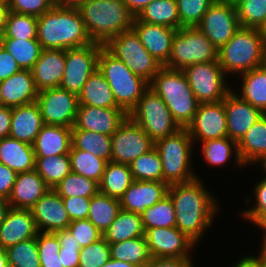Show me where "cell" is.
<instances>
[{"label": "cell", "instance_id": "6da1fadb", "mask_svg": "<svg viewBox=\"0 0 266 267\" xmlns=\"http://www.w3.org/2000/svg\"><path fill=\"white\" fill-rule=\"evenodd\" d=\"M168 195L173 201L176 227L198 245L220 212L217 197L197 177L169 185Z\"/></svg>", "mask_w": 266, "mask_h": 267}, {"label": "cell", "instance_id": "7a4b0ae2", "mask_svg": "<svg viewBox=\"0 0 266 267\" xmlns=\"http://www.w3.org/2000/svg\"><path fill=\"white\" fill-rule=\"evenodd\" d=\"M37 39L43 49L56 50L79 48L93 43L79 10L56 4L37 17Z\"/></svg>", "mask_w": 266, "mask_h": 267}, {"label": "cell", "instance_id": "3957f363", "mask_svg": "<svg viewBox=\"0 0 266 267\" xmlns=\"http://www.w3.org/2000/svg\"><path fill=\"white\" fill-rule=\"evenodd\" d=\"M78 10L92 42L102 45L132 30L136 17L122 0H87Z\"/></svg>", "mask_w": 266, "mask_h": 267}, {"label": "cell", "instance_id": "277c9868", "mask_svg": "<svg viewBox=\"0 0 266 267\" xmlns=\"http://www.w3.org/2000/svg\"><path fill=\"white\" fill-rule=\"evenodd\" d=\"M149 87L162 98L180 128H186L191 123L200 103L183 70L163 66Z\"/></svg>", "mask_w": 266, "mask_h": 267}, {"label": "cell", "instance_id": "5b68a950", "mask_svg": "<svg viewBox=\"0 0 266 267\" xmlns=\"http://www.w3.org/2000/svg\"><path fill=\"white\" fill-rule=\"evenodd\" d=\"M265 52L259 30L240 27L218 50V62L226 75L239 76L264 65Z\"/></svg>", "mask_w": 266, "mask_h": 267}, {"label": "cell", "instance_id": "8992f818", "mask_svg": "<svg viewBox=\"0 0 266 267\" xmlns=\"http://www.w3.org/2000/svg\"><path fill=\"white\" fill-rule=\"evenodd\" d=\"M98 69L107 80L116 104L127 114L150 88L148 81L134 74L122 60L112 55L104 46L100 50Z\"/></svg>", "mask_w": 266, "mask_h": 267}, {"label": "cell", "instance_id": "52a82bcc", "mask_svg": "<svg viewBox=\"0 0 266 267\" xmlns=\"http://www.w3.org/2000/svg\"><path fill=\"white\" fill-rule=\"evenodd\" d=\"M193 146L186 128L155 142L162 163L163 182L172 185L201 178L192 167Z\"/></svg>", "mask_w": 266, "mask_h": 267}, {"label": "cell", "instance_id": "ba28073f", "mask_svg": "<svg viewBox=\"0 0 266 267\" xmlns=\"http://www.w3.org/2000/svg\"><path fill=\"white\" fill-rule=\"evenodd\" d=\"M209 61H218V49L197 27L177 30L166 68L184 70L186 67Z\"/></svg>", "mask_w": 266, "mask_h": 267}, {"label": "cell", "instance_id": "9c48e42d", "mask_svg": "<svg viewBox=\"0 0 266 267\" xmlns=\"http://www.w3.org/2000/svg\"><path fill=\"white\" fill-rule=\"evenodd\" d=\"M128 117L139 125L154 142L181 129L162 98L150 88L130 111Z\"/></svg>", "mask_w": 266, "mask_h": 267}, {"label": "cell", "instance_id": "30bf717a", "mask_svg": "<svg viewBox=\"0 0 266 267\" xmlns=\"http://www.w3.org/2000/svg\"><path fill=\"white\" fill-rule=\"evenodd\" d=\"M104 47L136 75L149 83L163 67L143 46L136 32L128 30L112 37Z\"/></svg>", "mask_w": 266, "mask_h": 267}, {"label": "cell", "instance_id": "8fae6325", "mask_svg": "<svg viewBox=\"0 0 266 267\" xmlns=\"http://www.w3.org/2000/svg\"><path fill=\"white\" fill-rule=\"evenodd\" d=\"M184 73L199 103L223 101L234 90L218 61L197 63L186 67Z\"/></svg>", "mask_w": 266, "mask_h": 267}, {"label": "cell", "instance_id": "7c38bea8", "mask_svg": "<svg viewBox=\"0 0 266 267\" xmlns=\"http://www.w3.org/2000/svg\"><path fill=\"white\" fill-rule=\"evenodd\" d=\"M104 45L91 43L66 50V63L61 88L79 95L88 78L98 69L100 50Z\"/></svg>", "mask_w": 266, "mask_h": 267}, {"label": "cell", "instance_id": "4fadbf2b", "mask_svg": "<svg viewBox=\"0 0 266 267\" xmlns=\"http://www.w3.org/2000/svg\"><path fill=\"white\" fill-rule=\"evenodd\" d=\"M36 102L44 124L73 127L78 111V95L61 87L38 92Z\"/></svg>", "mask_w": 266, "mask_h": 267}, {"label": "cell", "instance_id": "5bb4252c", "mask_svg": "<svg viewBox=\"0 0 266 267\" xmlns=\"http://www.w3.org/2000/svg\"><path fill=\"white\" fill-rule=\"evenodd\" d=\"M112 161L129 165L154 148L155 142L129 117L111 136Z\"/></svg>", "mask_w": 266, "mask_h": 267}, {"label": "cell", "instance_id": "9a60e30c", "mask_svg": "<svg viewBox=\"0 0 266 267\" xmlns=\"http://www.w3.org/2000/svg\"><path fill=\"white\" fill-rule=\"evenodd\" d=\"M196 27L219 50L240 28L236 7L216 0Z\"/></svg>", "mask_w": 266, "mask_h": 267}, {"label": "cell", "instance_id": "2e32d148", "mask_svg": "<svg viewBox=\"0 0 266 267\" xmlns=\"http://www.w3.org/2000/svg\"><path fill=\"white\" fill-rule=\"evenodd\" d=\"M144 236L150 256L153 258L191 257L192 250L194 251L197 246L177 227L150 228L145 231Z\"/></svg>", "mask_w": 266, "mask_h": 267}, {"label": "cell", "instance_id": "e0dca14e", "mask_svg": "<svg viewBox=\"0 0 266 267\" xmlns=\"http://www.w3.org/2000/svg\"><path fill=\"white\" fill-rule=\"evenodd\" d=\"M186 129L194 144L228 137L224 100L216 103H200Z\"/></svg>", "mask_w": 266, "mask_h": 267}, {"label": "cell", "instance_id": "ac0fdd59", "mask_svg": "<svg viewBox=\"0 0 266 267\" xmlns=\"http://www.w3.org/2000/svg\"><path fill=\"white\" fill-rule=\"evenodd\" d=\"M128 114L121 108H98L79 105L72 129H83L112 136Z\"/></svg>", "mask_w": 266, "mask_h": 267}, {"label": "cell", "instance_id": "d6986e66", "mask_svg": "<svg viewBox=\"0 0 266 267\" xmlns=\"http://www.w3.org/2000/svg\"><path fill=\"white\" fill-rule=\"evenodd\" d=\"M30 210L39 232L67 229L71 222L62 198L53 189L48 190Z\"/></svg>", "mask_w": 266, "mask_h": 267}, {"label": "cell", "instance_id": "ffe728a7", "mask_svg": "<svg viewBox=\"0 0 266 267\" xmlns=\"http://www.w3.org/2000/svg\"><path fill=\"white\" fill-rule=\"evenodd\" d=\"M228 137L237 143L264 113L231 91L224 99Z\"/></svg>", "mask_w": 266, "mask_h": 267}, {"label": "cell", "instance_id": "44dd1931", "mask_svg": "<svg viewBox=\"0 0 266 267\" xmlns=\"http://www.w3.org/2000/svg\"><path fill=\"white\" fill-rule=\"evenodd\" d=\"M132 29L139 36L145 49L164 66L169 59L172 42L178 29L149 24L139 21L136 17Z\"/></svg>", "mask_w": 266, "mask_h": 267}, {"label": "cell", "instance_id": "7402d4cb", "mask_svg": "<svg viewBox=\"0 0 266 267\" xmlns=\"http://www.w3.org/2000/svg\"><path fill=\"white\" fill-rule=\"evenodd\" d=\"M38 229L30 209L11 208L0 226V248L7 249L37 237Z\"/></svg>", "mask_w": 266, "mask_h": 267}, {"label": "cell", "instance_id": "603a6c76", "mask_svg": "<svg viewBox=\"0 0 266 267\" xmlns=\"http://www.w3.org/2000/svg\"><path fill=\"white\" fill-rule=\"evenodd\" d=\"M168 189L165 182L134 180L119 199L121 209L141 214L168 195Z\"/></svg>", "mask_w": 266, "mask_h": 267}, {"label": "cell", "instance_id": "cb8c5ba5", "mask_svg": "<svg viewBox=\"0 0 266 267\" xmlns=\"http://www.w3.org/2000/svg\"><path fill=\"white\" fill-rule=\"evenodd\" d=\"M66 63V50L43 49L31 69L38 91L59 87Z\"/></svg>", "mask_w": 266, "mask_h": 267}, {"label": "cell", "instance_id": "d4e9b609", "mask_svg": "<svg viewBox=\"0 0 266 267\" xmlns=\"http://www.w3.org/2000/svg\"><path fill=\"white\" fill-rule=\"evenodd\" d=\"M48 190L50 188L35 169L17 173L8 203L11 208L30 209Z\"/></svg>", "mask_w": 266, "mask_h": 267}, {"label": "cell", "instance_id": "484cf974", "mask_svg": "<svg viewBox=\"0 0 266 267\" xmlns=\"http://www.w3.org/2000/svg\"><path fill=\"white\" fill-rule=\"evenodd\" d=\"M44 125L36 101L12 108L9 136L27 144H33Z\"/></svg>", "mask_w": 266, "mask_h": 267}, {"label": "cell", "instance_id": "4316f807", "mask_svg": "<svg viewBox=\"0 0 266 267\" xmlns=\"http://www.w3.org/2000/svg\"><path fill=\"white\" fill-rule=\"evenodd\" d=\"M0 84L3 106L13 108L32 103L37 99L39 91L36 89L31 70H20Z\"/></svg>", "mask_w": 266, "mask_h": 267}, {"label": "cell", "instance_id": "83f0119b", "mask_svg": "<svg viewBox=\"0 0 266 267\" xmlns=\"http://www.w3.org/2000/svg\"><path fill=\"white\" fill-rule=\"evenodd\" d=\"M32 146L35 157L69 154L72 147V128L44 124Z\"/></svg>", "mask_w": 266, "mask_h": 267}, {"label": "cell", "instance_id": "f1b7e54d", "mask_svg": "<svg viewBox=\"0 0 266 267\" xmlns=\"http://www.w3.org/2000/svg\"><path fill=\"white\" fill-rule=\"evenodd\" d=\"M35 152L31 144L10 136L0 139V163L16 173L35 169Z\"/></svg>", "mask_w": 266, "mask_h": 267}, {"label": "cell", "instance_id": "f546056e", "mask_svg": "<svg viewBox=\"0 0 266 267\" xmlns=\"http://www.w3.org/2000/svg\"><path fill=\"white\" fill-rule=\"evenodd\" d=\"M237 145L239 157L246 167L255 165L266 155V114L250 127Z\"/></svg>", "mask_w": 266, "mask_h": 267}, {"label": "cell", "instance_id": "4dcf8cb0", "mask_svg": "<svg viewBox=\"0 0 266 267\" xmlns=\"http://www.w3.org/2000/svg\"><path fill=\"white\" fill-rule=\"evenodd\" d=\"M79 105L98 108H120L104 75L97 69L84 84L78 95Z\"/></svg>", "mask_w": 266, "mask_h": 267}, {"label": "cell", "instance_id": "1f68e13d", "mask_svg": "<svg viewBox=\"0 0 266 267\" xmlns=\"http://www.w3.org/2000/svg\"><path fill=\"white\" fill-rule=\"evenodd\" d=\"M241 88L236 93L241 99L266 114V66L265 64L240 74ZM240 93V94H239Z\"/></svg>", "mask_w": 266, "mask_h": 267}, {"label": "cell", "instance_id": "d6a6232c", "mask_svg": "<svg viewBox=\"0 0 266 267\" xmlns=\"http://www.w3.org/2000/svg\"><path fill=\"white\" fill-rule=\"evenodd\" d=\"M145 235L140 213L121 209L110 227L103 233V238L114 244Z\"/></svg>", "mask_w": 266, "mask_h": 267}, {"label": "cell", "instance_id": "836d02e7", "mask_svg": "<svg viewBox=\"0 0 266 267\" xmlns=\"http://www.w3.org/2000/svg\"><path fill=\"white\" fill-rule=\"evenodd\" d=\"M201 145V151L204 160L210 166H225L226 163L231 159H234V164L238 168H246V166L241 161L238 154L237 142L230 139L229 137H224L220 139H210L206 140Z\"/></svg>", "mask_w": 266, "mask_h": 267}, {"label": "cell", "instance_id": "e575fe53", "mask_svg": "<svg viewBox=\"0 0 266 267\" xmlns=\"http://www.w3.org/2000/svg\"><path fill=\"white\" fill-rule=\"evenodd\" d=\"M133 181L129 165L110 161L99 182V192L120 199Z\"/></svg>", "mask_w": 266, "mask_h": 267}, {"label": "cell", "instance_id": "d590c367", "mask_svg": "<svg viewBox=\"0 0 266 267\" xmlns=\"http://www.w3.org/2000/svg\"><path fill=\"white\" fill-rule=\"evenodd\" d=\"M139 21L180 29L176 0H154L136 16Z\"/></svg>", "mask_w": 266, "mask_h": 267}, {"label": "cell", "instance_id": "8d00e7d4", "mask_svg": "<svg viewBox=\"0 0 266 267\" xmlns=\"http://www.w3.org/2000/svg\"><path fill=\"white\" fill-rule=\"evenodd\" d=\"M121 210L120 200L98 192L91 197L88 220L103 234Z\"/></svg>", "mask_w": 266, "mask_h": 267}, {"label": "cell", "instance_id": "74e56055", "mask_svg": "<svg viewBox=\"0 0 266 267\" xmlns=\"http://www.w3.org/2000/svg\"><path fill=\"white\" fill-rule=\"evenodd\" d=\"M72 146L107 162L112 161L111 136L83 129H72Z\"/></svg>", "mask_w": 266, "mask_h": 267}, {"label": "cell", "instance_id": "f35d334b", "mask_svg": "<svg viewBox=\"0 0 266 267\" xmlns=\"http://www.w3.org/2000/svg\"><path fill=\"white\" fill-rule=\"evenodd\" d=\"M1 45L16 59L21 70H31L43 50L38 39L0 38Z\"/></svg>", "mask_w": 266, "mask_h": 267}, {"label": "cell", "instance_id": "ab89813d", "mask_svg": "<svg viewBox=\"0 0 266 267\" xmlns=\"http://www.w3.org/2000/svg\"><path fill=\"white\" fill-rule=\"evenodd\" d=\"M35 158V170L50 189L71 172L69 154Z\"/></svg>", "mask_w": 266, "mask_h": 267}, {"label": "cell", "instance_id": "60d3db41", "mask_svg": "<svg viewBox=\"0 0 266 267\" xmlns=\"http://www.w3.org/2000/svg\"><path fill=\"white\" fill-rule=\"evenodd\" d=\"M111 258L143 267L151 258L145 236L109 244Z\"/></svg>", "mask_w": 266, "mask_h": 267}, {"label": "cell", "instance_id": "b9f144b4", "mask_svg": "<svg viewBox=\"0 0 266 267\" xmlns=\"http://www.w3.org/2000/svg\"><path fill=\"white\" fill-rule=\"evenodd\" d=\"M69 158L72 172L85 176L99 184L108 163L107 161L87 151L75 149L73 146L69 152Z\"/></svg>", "mask_w": 266, "mask_h": 267}, {"label": "cell", "instance_id": "7bdbcfd3", "mask_svg": "<svg viewBox=\"0 0 266 267\" xmlns=\"http://www.w3.org/2000/svg\"><path fill=\"white\" fill-rule=\"evenodd\" d=\"M144 230L176 227L175 210L169 195L141 213Z\"/></svg>", "mask_w": 266, "mask_h": 267}, {"label": "cell", "instance_id": "ee69618b", "mask_svg": "<svg viewBox=\"0 0 266 267\" xmlns=\"http://www.w3.org/2000/svg\"><path fill=\"white\" fill-rule=\"evenodd\" d=\"M129 166L133 180L163 182L162 163L155 147L132 161Z\"/></svg>", "mask_w": 266, "mask_h": 267}, {"label": "cell", "instance_id": "f6af8a7d", "mask_svg": "<svg viewBox=\"0 0 266 267\" xmlns=\"http://www.w3.org/2000/svg\"><path fill=\"white\" fill-rule=\"evenodd\" d=\"M53 190L61 198L73 196L91 198L99 192V184L96 181L71 171Z\"/></svg>", "mask_w": 266, "mask_h": 267}, {"label": "cell", "instance_id": "bcb514c9", "mask_svg": "<svg viewBox=\"0 0 266 267\" xmlns=\"http://www.w3.org/2000/svg\"><path fill=\"white\" fill-rule=\"evenodd\" d=\"M5 250L9 267H41L37 237L19 242Z\"/></svg>", "mask_w": 266, "mask_h": 267}, {"label": "cell", "instance_id": "7dc6e473", "mask_svg": "<svg viewBox=\"0 0 266 267\" xmlns=\"http://www.w3.org/2000/svg\"><path fill=\"white\" fill-rule=\"evenodd\" d=\"M0 38L37 39V17L10 11Z\"/></svg>", "mask_w": 266, "mask_h": 267}, {"label": "cell", "instance_id": "c3c4849f", "mask_svg": "<svg viewBox=\"0 0 266 267\" xmlns=\"http://www.w3.org/2000/svg\"><path fill=\"white\" fill-rule=\"evenodd\" d=\"M235 7L240 27L258 29L266 21V0H243Z\"/></svg>", "mask_w": 266, "mask_h": 267}, {"label": "cell", "instance_id": "681fc988", "mask_svg": "<svg viewBox=\"0 0 266 267\" xmlns=\"http://www.w3.org/2000/svg\"><path fill=\"white\" fill-rule=\"evenodd\" d=\"M37 247L41 267H64L59 255L61 246L53 232H38Z\"/></svg>", "mask_w": 266, "mask_h": 267}, {"label": "cell", "instance_id": "f907efd6", "mask_svg": "<svg viewBox=\"0 0 266 267\" xmlns=\"http://www.w3.org/2000/svg\"><path fill=\"white\" fill-rule=\"evenodd\" d=\"M216 0H176L180 28L196 27Z\"/></svg>", "mask_w": 266, "mask_h": 267}, {"label": "cell", "instance_id": "816d5d0a", "mask_svg": "<svg viewBox=\"0 0 266 267\" xmlns=\"http://www.w3.org/2000/svg\"><path fill=\"white\" fill-rule=\"evenodd\" d=\"M110 258V245L102 237L98 241L81 248L79 267H102Z\"/></svg>", "mask_w": 266, "mask_h": 267}, {"label": "cell", "instance_id": "f5cc1de1", "mask_svg": "<svg viewBox=\"0 0 266 267\" xmlns=\"http://www.w3.org/2000/svg\"><path fill=\"white\" fill-rule=\"evenodd\" d=\"M57 235L61 246L59 255H61L62 265L64 267H79V253L81 247L75 236L68 229L54 232Z\"/></svg>", "mask_w": 266, "mask_h": 267}, {"label": "cell", "instance_id": "db71d44e", "mask_svg": "<svg viewBox=\"0 0 266 267\" xmlns=\"http://www.w3.org/2000/svg\"><path fill=\"white\" fill-rule=\"evenodd\" d=\"M253 188L255 199L253 201L251 197L244 199L247 204L251 202L253 207L249 205L250 207L247 210L245 209L240 213V216L242 214V218H245L250 224L254 223L266 211V178L258 180Z\"/></svg>", "mask_w": 266, "mask_h": 267}, {"label": "cell", "instance_id": "11a10c76", "mask_svg": "<svg viewBox=\"0 0 266 267\" xmlns=\"http://www.w3.org/2000/svg\"><path fill=\"white\" fill-rule=\"evenodd\" d=\"M67 229L75 236L81 248L103 237V234L88 219L71 221Z\"/></svg>", "mask_w": 266, "mask_h": 267}, {"label": "cell", "instance_id": "9f6ffc18", "mask_svg": "<svg viewBox=\"0 0 266 267\" xmlns=\"http://www.w3.org/2000/svg\"><path fill=\"white\" fill-rule=\"evenodd\" d=\"M7 3L12 12L36 17L49 11L56 4L53 0H7Z\"/></svg>", "mask_w": 266, "mask_h": 267}, {"label": "cell", "instance_id": "6f0895ef", "mask_svg": "<svg viewBox=\"0 0 266 267\" xmlns=\"http://www.w3.org/2000/svg\"><path fill=\"white\" fill-rule=\"evenodd\" d=\"M65 209L71 221L84 220L88 218L91 198L73 196L62 198Z\"/></svg>", "mask_w": 266, "mask_h": 267}, {"label": "cell", "instance_id": "680465c9", "mask_svg": "<svg viewBox=\"0 0 266 267\" xmlns=\"http://www.w3.org/2000/svg\"><path fill=\"white\" fill-rule=\"evenodd\" d=\"M21 70L16 59L3 47H0V82Z\"/></svg>", "mask_w": 266, "mask_h": 267}, {"label": "cell", "instance_id": "91938a15", "mask_svg": "<svg viewBox=\"0 0 266 267\" xmlns=\"http://www.w3.org/2000/svg\"><path fill=\"white\" fill-rule=\"evenodd\" d=\"M16 176L17 173L15 171L0 163V197L8 200L12 192Z\"/></svg>", "mask_w": 266, "mask_h": 267}, {"label": "cell", "instance_id": "94428289", "mask_svg": "<svg viewBox=\"0 0 266 267\" xmlns=\"http://www.w3.org/2000/svg\"><path fill=\"white\" fill-rule=\"evenodd\" d=\"M193 258H153L143 267H194Z\"/></svg>", "mask_w": 266, "mask_h": 267}, {"label": "cell", "instance_id": "6125c7cd", "mask_svg": "<svg viewBox=\"0 0 266 267\" xmlns=\"http://www.w3.org/2000/svg\"><path fill=\"white\" fill-rule=\"evenodd\" d=\"M12 118V108L0 106V139L9 136Z\"/></svg>", "mask_w": 266, "mask_h": 267}, {"label": "cell", "instance_id": "be15d7a7", "mask_svg": "<svg viewBox=\"0 0 266 267\" xmlns=\"http://www.w3.org/2000/svg\"><path fill=\"white\" fill-rule=\"evenodd\" d=\"M232 267H264L262 262L260 261V258L258 255L246 254L243 258L238 259V262L236 261L235 265Z\"/></svg>", "mask_w": 266, "mask_h": 267}, {"label": "cell", "instance_id": "e7e4bbea", "mask_svg": "<svg viewBox=\"0 0 266 267\" xmlns=\"http://www.w3.org/2000/svg\"><path fill=\"white\" fill-rule=\"evenodd\" d=\"M126 6L129 8V10L137 16L139 12L150 2L154 0H122Z\"/></svg>", "mask_w": 266, "mask_h": 267}, {"label": "cell", "instance_id": "03108f58", "mask_svg": "<svg viewBox=\"0 0 266 267\" xmlns=\"http://www.w3.org/2000/svg\"><path fill=\"white\" fill-rule=\"evenodd\" d=\"M9 13L7 0H0V37L4 34Z\"/></svg>", "mask_w": 266, "mask_h": 267}, {"label": "cell", "instance_id": "003e7915", "mask_svg": "<svg viewBox=\"0 0 266 267\" xmlns=\"http://www.w3.org/2000/svg\"><path fill=\"white\" fill-rule=\"evenodd\" d=\"M87 0H58L56 5L66 8H76L78 9Z\"/></svg>", "mask_w": 266, "mask_h": 267}, {"label": "cell", "instance_id": "a7ac6f4b", "mask_svg": "<svg viewBox=\"0 0 266 267\" xmlns=\"http://www.w3.org/2000/svg\"><path fill=\"white\" fill-rule=\"evenodd\" d=\"M102 267H140V266L126 261L110 258Z\"/></svg>", "mask_w": 266, "mask_h": 267}, {"label": "cell", "instance_id": "89a4df30", "mask_svg": "<svg viewBox=\"0 0 266 267\" xmlns=\"http://www.w3.org/2000/svg\"><path fill=\"white\" fill-rule=\"evenodd\" d=\"M10 209L8 200L0 197V226L4 222L7 211Z\"/></svg>", "mask_w": 266, "mask_h": 267}, {"label": "cell", "instance_id": "2644e50d", "mask_svg": "<svg viewBox=\"0 0 266 267\" xmlns=\"http://www.w3.org/2000/svg\"><path fill=\"white\" fill-rule=\"evenodd\" d=\"M258 228H261L263 236H266V211L253 223Z\"/></svg>", "mask_w": 266, "mask_h": 267}, {"label": "cell", "instance_id": "8c879c8a", "mask_svg": "<svg viewBox=\"0 0 266 267\" xmlns=\"http://www.w3.org/2000/svg\"><path fill=\"white\" fill-rule=\"evenodd\" d=\"M261 250L258 254L259 258H260V261L262 263H266V236H262V239H261Z\"/></svg>", "mask_w": 266, "mask_h": 267}, {"label": "cell", "instance_id": "753ad0ef", "mask_svg": "<svg viewBox=\"0 0 266 267\" xmlns=\"http://www.w3.org/2000/svg\"><path fill=\"white\" fill-rule=\"evenodd\" d=\"M0 267H9L6 250L0 248Z\"/></svg>", "mask_w": 266, "mask_h": 267}, {"label": "cell", "instance_id": "34e18365", "mask_svg": "<svg viewBox=\"0 0 266 267\" xmlns=\"http://www.w3.org/2000/svg\"><path fill=\"white\" fill-rule=\"evenodd\" d=\"M258 30L266 49V21L258 28Z\"/></svg>", "mask_w": 266, "mask_h": 267}, {"label": "cell", "instance_id": "11e5206c", "mask_svg": "<svg viewBox=\"0 0 266 267\" xmlns=\"http://www.w3.org/2000/svg\"><path fill=\"white\" fill-rule=\"evenodd\" d=\"M260 163V167L262 168V170L264 171L263 174V178H266V155L262 156L257 162H255V164H259Z\"/></svg>", "mask_w": 266, "mask_h": 267}, {"label": "cell", "instance_id": "2a66077c", "mask_svg": "<svg viewBox=\"0 0 266 267\" xmlns=\"http://www.w3.org/2000/svg\"><path fill=\"white\" fill-rule=\"evenodd\" d=\"M218 1L225 3V4H228V5L236 6L243 0H218Z\"/></svg>", "mask_w": 266, "mask_h": 267}, {"label": "cell", "instance_id": "b9fcfbb0", "mask_svg": "<svg viewBox=\"0 0 266 267\" xmlns=\"http://www.w3.org/2000/svg\"><path fill=\"white\" fill-rule=\"evenodd\" d=\"M0 106H2V88L0 84Z\"/></svg>", "mask_w": 266, "mask_h": 267}, {"label": "cell", "instance_id": "09005b40", "mask_svg": "<svg viewBox=\"0 0 266 267\" xmlns=\"http://www.w3.org/2000/svg\"><path fill=\"white\" fill-rule=\"evenodd\" d=\"M265 66H266V52H265V62H264Z\"/></svg>", "mask_w": 266, "mask_h": 267}]
</instances>
